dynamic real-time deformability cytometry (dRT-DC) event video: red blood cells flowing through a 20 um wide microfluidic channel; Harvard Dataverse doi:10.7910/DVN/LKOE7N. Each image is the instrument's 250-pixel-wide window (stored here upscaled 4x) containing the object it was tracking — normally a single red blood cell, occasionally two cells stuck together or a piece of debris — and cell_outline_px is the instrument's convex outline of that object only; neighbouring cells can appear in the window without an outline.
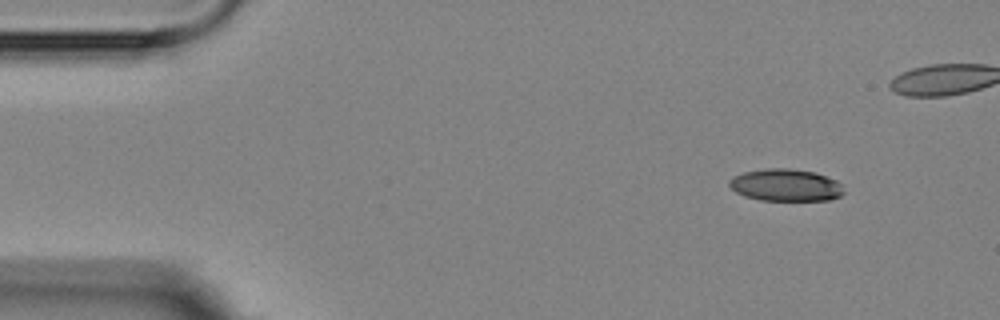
{"species": "Egyptian fruit bat (a non-hibernating species)", "species_latin": "Rousettus aegyptiacus", "temperature_condition": "room temperature", "stored_images_in_passage": 5, "camera_frame_rate_fps": 3000, "um_per_image_px": 0.085, "animal": {"sex": "female"}, "frame": {"image": 1, "passage_image": 1, "time_ms": 0.0, "image_size_px": [1000, 320], "cell_outline_px": [[844, 192], [840, 196], [828, 200], [760, 200], [744, 196], [736, 192], [728, 184], [728, 180], [732, 176], [744, 172], [764, 168], [788, 168], [816, 172], [836, 180], [840, 184]], "centroid_in_image_um": [66.75, 15.72], "position_along_channel_um": 18.2, "area_um2": 21.56}}